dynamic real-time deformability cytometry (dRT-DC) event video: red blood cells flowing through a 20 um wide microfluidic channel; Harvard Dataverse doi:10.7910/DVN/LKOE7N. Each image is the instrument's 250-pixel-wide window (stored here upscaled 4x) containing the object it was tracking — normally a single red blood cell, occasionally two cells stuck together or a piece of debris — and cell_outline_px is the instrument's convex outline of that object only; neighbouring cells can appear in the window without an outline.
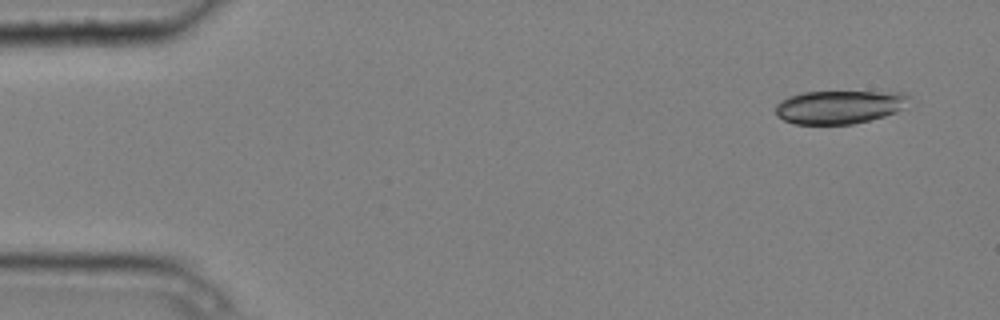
{"species": "common noctule bat (a hibernating species)", "species_latin": "Nyctalus noctula", "temperature_condition": "cold", "stored_images_in_passage": 6, "camera_frame_rate_fps": 3000, "um_per_image_px": 0.085, "animal": {"sex": "male", "body_mass_g": 20.4}, "frame": {"image": 1, "passage_image": 1, "time_ms": 0.0, "image_size_px": [1000, 320], "cell_outline_px": [[912, 96], [896, 112], [884, 116], [852, 124], [796, 124], [784, 120], [776, 112], [776, 104], [780, 100], [788, 96], [804, 92], [904, 92]], "centroid_in_image_um": [71.33, 9.08], "position_along_channel_um": 13.7, "area_um2": 25.72}}
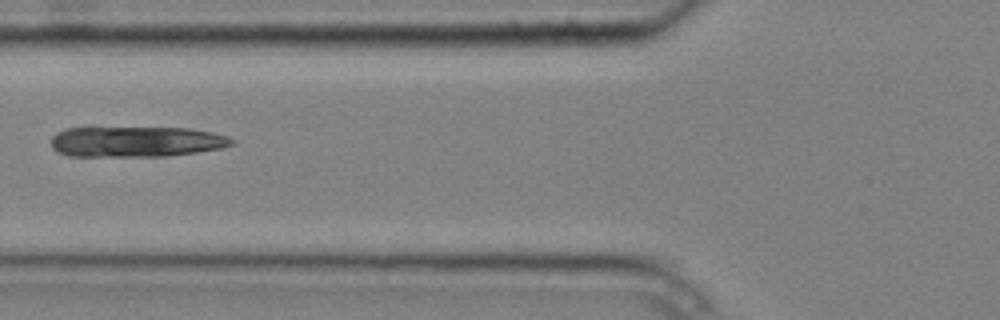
{"frame": {"image": 2, "passage_image": 5, "time_ms": 1.333, "image_size_px": [1000, 320], "cell_outline_px": [[236, 144], [220, 148], [196, 152], [168, 156], [68, 156], [56, 152], [52, 148], [52, 136], [56, 132], [68, 128], [188, 128], [212, 132], [228, 136], [236, 140]], "centroid_in_image_um": [11.59, 12.04], "position_along_channel_um": 114.2, "area_um2": 32.31}}
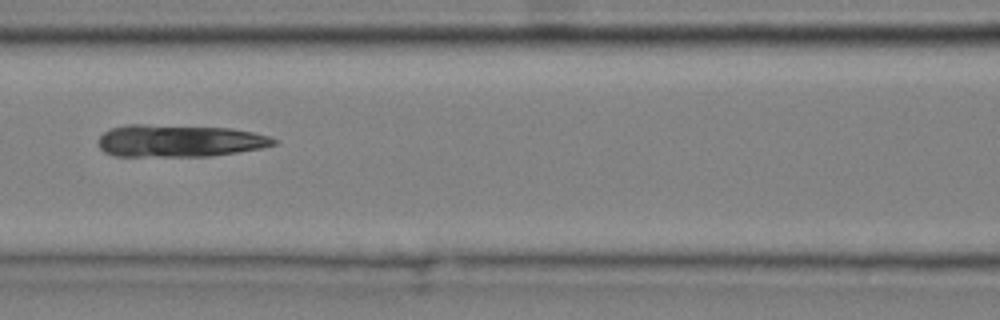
{"frame": {"image": 3, "passage_image": 6, "time_ms": 1.667, "image_size_px": [1000, 320], "cell_outline_px": [[276, 144], [260, 148], [212, 156], [112, 156], [104, 152], [100, 148], [100, 136], [104, 132], [112, 128], [128, 124], [144, 124], [232, 128], [252, 132], [268, 136], [276, 140]], "centroid_in_image_um": [15.22, 11.97], "position_along_channel_um": 151.4, "area_um2": 32.89}}